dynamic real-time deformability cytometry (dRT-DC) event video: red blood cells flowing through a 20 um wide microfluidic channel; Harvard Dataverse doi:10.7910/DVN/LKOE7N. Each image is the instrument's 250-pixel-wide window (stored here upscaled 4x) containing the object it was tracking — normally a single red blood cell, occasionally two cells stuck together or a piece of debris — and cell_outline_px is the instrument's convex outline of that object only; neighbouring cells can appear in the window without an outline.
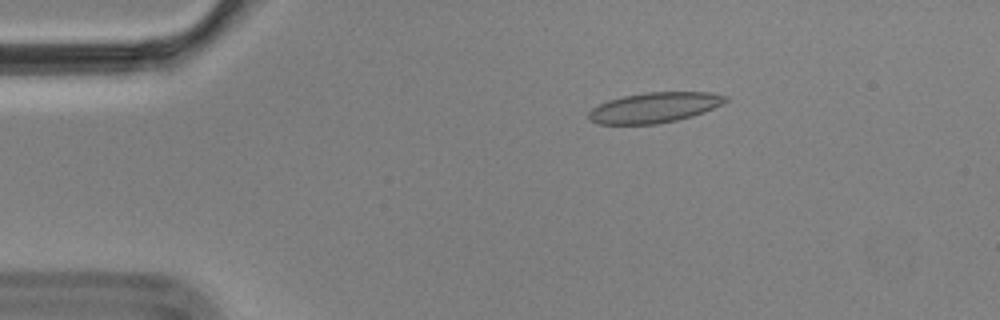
{"species": "Egyptian fruit bat (a non-hibernating species)", "species_latin": "Rousettus aegyptiacus", "temperature_condition": "cold", "stored_images_in_passage": 10, "camera_frame_rate_fps": 3000, "um_per_image_px": 0.085, "animal": {"sex": "male"}, "frame": {"image": 1, "passage_image": 2, "time_ms": 0.333, "image_size_px": [1000, 320], "cell_outline_px": [[728, 100], [724, 104], [704, 112], [692, 116], [676, 120], [656, 124], [600, 124], [592, 120], [588, 116], [588, 112], [592, 108], [608, 100], [624, 96], [644, 92], [712, 92], [728, 96]], "centroid_in_image_um": [55.67, 9.13], "position_along_channel_um": 29.3, "area_um2": 24.16}}
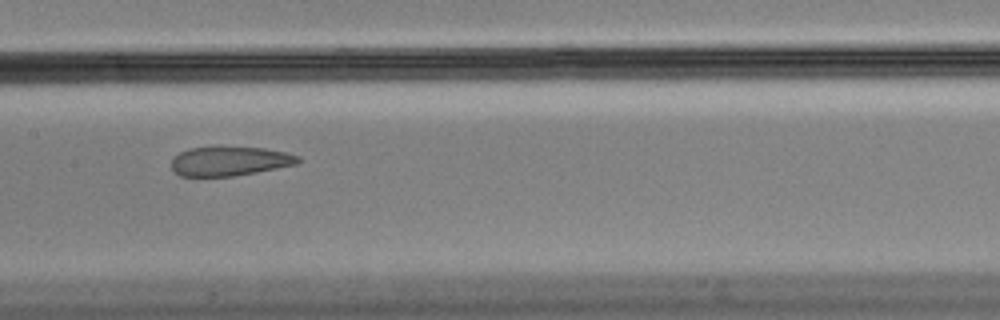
{"frame": {"image": 2, "passage_image": 7, "time_ms": 2.0, "image_size_px": [1000, 320], "cell_outline_px": [[300, 160], [296, 164], [236, 176], [180, 176], [172, 168], [172, 160], [180, 152], [188, 148], [264, 148], [288, 152], [300, 156]], "centroid_in_image_um": [19.55, 13.71], "position_along_channel_um": 187.8, "area_um2": 21.21}}
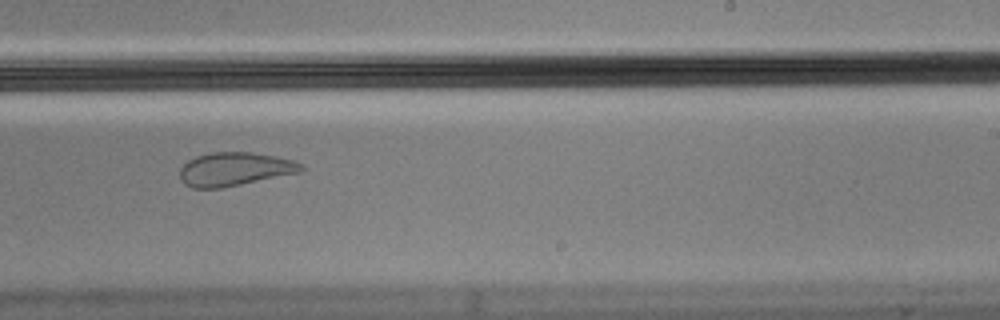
{"frame": {"image": 3, "passage_image": 9, "time_ms": 2.667, "image_size_px": [1000, 320], "cell_outline_px": [[304, 168], [300, 172], [224, 188], [192, 188], [184, 184], [180, 180], [180, 168], [188, 160], [196, 156], [212, 152], [252, 152], [276, 156], [292, 160], [304, 164]], "centroid_in_image_um": [19.94, 14.38], "position_along_channel_um": 269.1, "area_um2": 23.87}}